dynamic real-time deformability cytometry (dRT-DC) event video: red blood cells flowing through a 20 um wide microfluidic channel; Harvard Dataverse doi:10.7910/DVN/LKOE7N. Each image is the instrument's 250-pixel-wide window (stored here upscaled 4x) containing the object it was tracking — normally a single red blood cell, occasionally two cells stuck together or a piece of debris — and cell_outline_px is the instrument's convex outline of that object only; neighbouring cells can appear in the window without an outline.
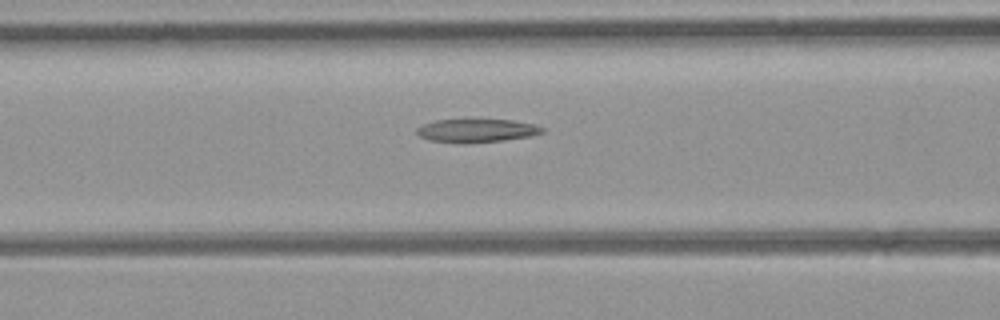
{"species": "common noctule bat (a hibernating species)", "species_latin": "Nyctalus noctula", "temperature_condition": "room temperature", "stored_images_in_passage": 39, "camera_frame_rate_fps": 3000, "um_per_image_px": 0.085, "animal": {"sex": "female", "body_mass_g": 21.9}, "frame": {"image": 1, "passage_image": 20, "time_ms": 6.333, "image_size_px": [1000, 320], "cell_outline_px": [[544, 132], [532, 136], [504, 140], [464, 144], [456, 144], [428, 140], [420, 136], [416, 132], [416, 128], [424, 124], [436, 120], [512, 120], [536, 124], [544, 128]], "centroid_in_image_um": [40.52, 11.12], "position_along_channel_um": 126.1, "area_um2": 17.28}}
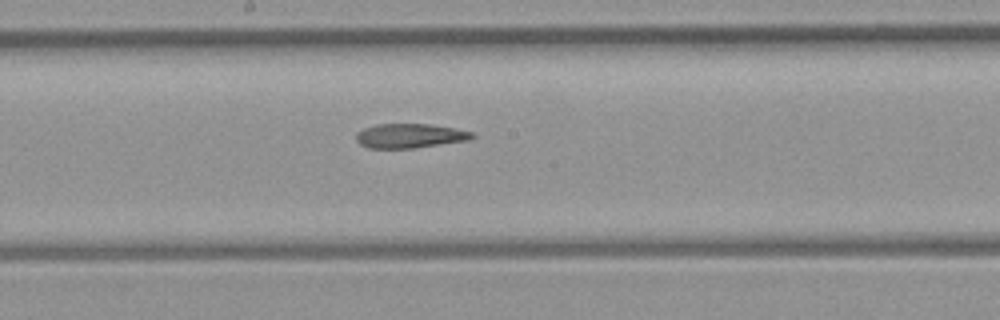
{"frame": {"image": 2, "passage_image": 26, "time_ms": 8.333, "image_size_px": [1000, 320], "cell_outline_px": [[476, 136], [468, 140], [412, 148], [368, 148], [360, 144], [356, 140], [356, 132], [364, 128], [376, 124], [428, 124], [452, 128], [472, 132]], "centroid_in_image_um": [34.79, 11.54], "position_along_channel_um": 213.4, "area_um2": 16.3}}
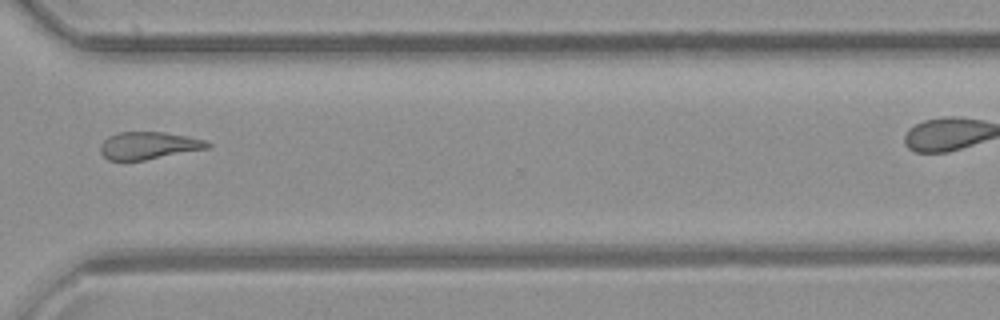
{"frame": {"image": 3, "passage_image": 36, "time_ms": 11.667, "image_size_px": [1000, 320], "cell_outline_px": [[212, 144], [208, 148], [144, 160], [108, 160], [100, 152], [100, 144], [108, 136], [116, 132], [164, 132], [188, 136], [204, 140]], "centroid_in_image_um": [12.6, 12.36], "position_along_channel_um": 358.0, "area_um2": 17.05}}